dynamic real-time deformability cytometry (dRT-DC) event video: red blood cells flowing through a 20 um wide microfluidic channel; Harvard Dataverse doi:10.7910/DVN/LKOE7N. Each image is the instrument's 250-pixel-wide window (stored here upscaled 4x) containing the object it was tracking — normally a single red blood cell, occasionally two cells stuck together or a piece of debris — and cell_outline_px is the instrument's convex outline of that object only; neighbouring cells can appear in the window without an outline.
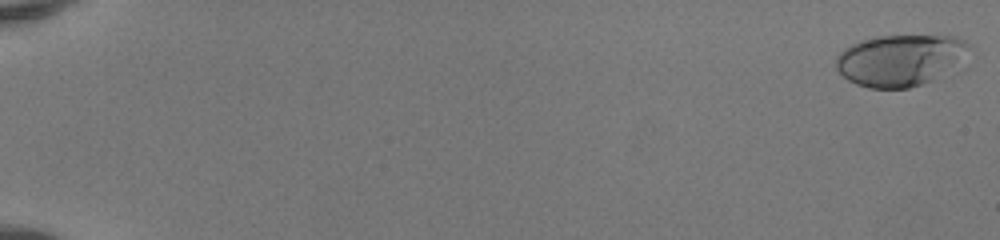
{"species": "human", "species_latin": "Homo sapiens", "temperature_condition": "room temperature", "stored_images_in_passage": 52, "camera_frame_rate_fps": 3000, "um_per_image_px": 0.085, "donor": {"sex": "female"}, "frame": {"image": 1, "passage_image": 1, "time_ms": 0.0, "image_size_px": [1000, 240], "cell_outline_px": [[972, 44], [968, 68], [960, 72], [908, 88], [868, 88], [856, 84], [848, 80], [836, 68], [836, 56], [844, 48], [860, 40], [876, 36], [956, 36]], "centroid_in_image_um": [76.74, 5.13], "position_along_channel_um": 8.3, "area_um2": 41.85}}
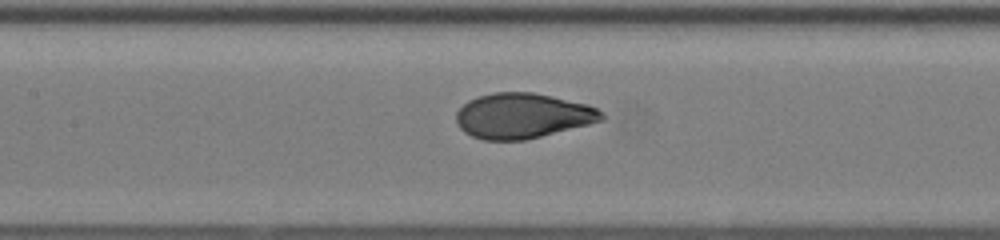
{"frame": {"image": 2, "passage_image": 27, "time_ms": 8.667, "image_size_px": [1000, 240], "cell_outline_px": [[604, 120], [524, 140], [484, 140], [472, 136], [464, 132], [456, 124], [456, 112], [468, 100], [492, 92], [532, 92], [552, 96], [588, 104], [604, 112]], "centroid_in_image_um": [44.41, 9.83], "position_along_channel_um": 163.0, "area_um2": 38.21}}
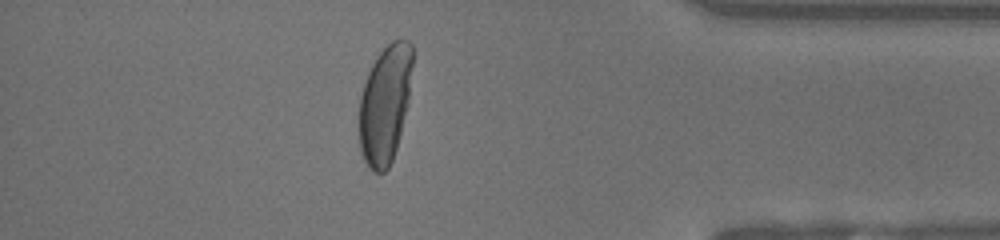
{"frame": {"image": 3, "passage_image": 46, "time_ms": 15.0, "image_size_px": [1000, 240], "cell_outline_px": [[412, 64], [408, 96], [400, 136], [392, 160], [388, 168], [384, 172], [372, 172], [368, 168], [364, 160], [360, 148], [360, 96], [368, 72], [376, 56], [392, 40], [400, 36], [408, 40], [412, 44]], "centroid_in_image_um": [32.72, 8.82], "position_along_channel_um": 402.5, "area_um2": 36.53}, "authors_computed_cell_mechanics": {"area_um2": 38.4659, "velocity_mm_per_s": 4.1484, "shape_relaxation_time_tau1_ms": 5.6428, "shape_relaxation_time_tau2_ms": null, "deformation_change_tau1": 0.2588, "deformation_change_tau2": null}}